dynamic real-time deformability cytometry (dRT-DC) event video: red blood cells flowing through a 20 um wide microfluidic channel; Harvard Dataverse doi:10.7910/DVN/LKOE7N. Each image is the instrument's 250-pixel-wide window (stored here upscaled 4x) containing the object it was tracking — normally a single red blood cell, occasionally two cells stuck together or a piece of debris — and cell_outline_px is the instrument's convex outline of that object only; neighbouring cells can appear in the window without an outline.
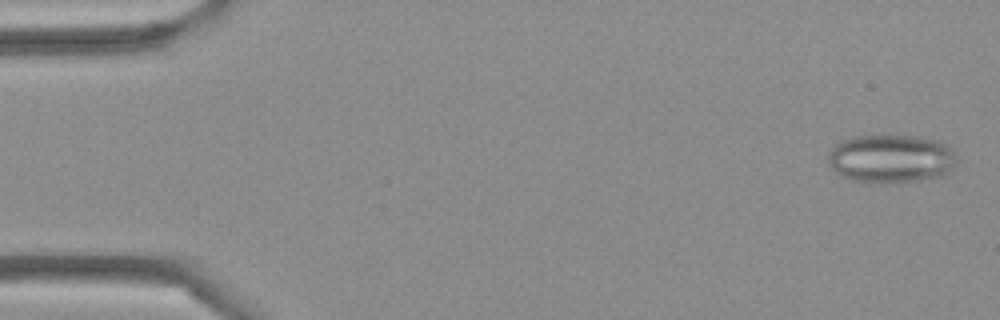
{"species": "Egyptian fruit bat (a non-hibernating species)", "species_latin": "Rousettus aegyptiacus", "temperature_condition": "cold", "stored_images_in_passage": 5, "camera_frame_rate_fps": 3000, "um_per_image_px": 0.085, "frame": {"image": 1, "passage_image": 1, "time_ms": 0.0, "image_size_px": [1000, 320], "cell_outline_px": [[956, 164], [940, 176], [920, 180], [884, 184], [872, 184], [852, 180], [836, 172], [828, 164], [828, 152], [840, 140], [856, 136], [920, 136], [940, 140], [948, 144], [956, 152]], "centroid_in_image_um": [75.74, 13.49], "position_along_channel_um": 9.3, "area_um2": 36.82}}